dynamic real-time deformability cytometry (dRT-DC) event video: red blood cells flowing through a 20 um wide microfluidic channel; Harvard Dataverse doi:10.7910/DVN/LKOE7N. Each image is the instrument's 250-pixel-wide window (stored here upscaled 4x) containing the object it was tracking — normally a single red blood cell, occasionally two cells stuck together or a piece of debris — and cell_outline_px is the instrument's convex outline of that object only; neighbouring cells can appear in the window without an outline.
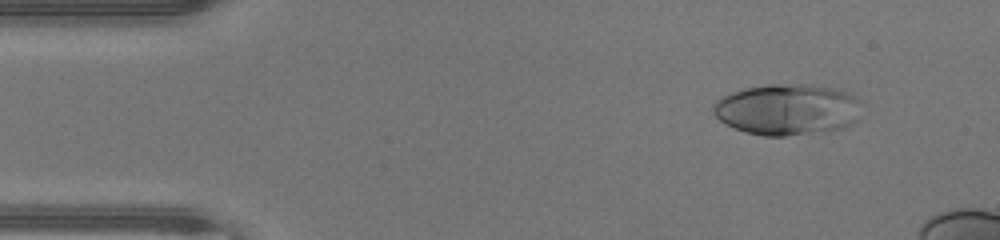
{"species": "human", "species_latin": "Homo sapiens", "temperature_condition": "warm", "stored_images_in_passage": 40, "camera_frame_rate_fps": 3000, "um_per_image_px": 0.085, "donor": {"sex": "male"}, "frame": {"image": 1, "passage_image": 1, "time_ms": 0.0, "image_size_px": [1000, 240], "cell_outline_px": [[860, 100], [856, 120], [840, 128], [784, 136], [764, 136], [748, 132], [736, 128], [720, 120], [712, 112], [712, 104], [716, 100], [732, 92], [744, 88], [768, 84], [804, 84], [832, 88], [844, 92]], "centroid_in_image_um": [66.85, 9.29], "position_along_channel_um": 18.1, "area_um2": 43.47}}
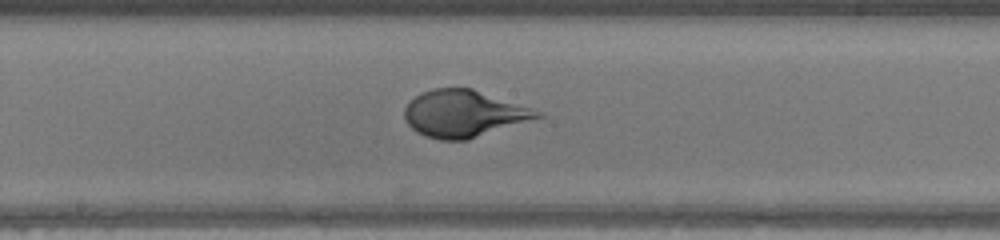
{"frame": {"image": 2, "passage_image": 20, "time_ms": 6.333, "image_size_px": [1000, 240], "cell_outline_px": [[544, 116], [468, 140], [440, 140], [424, 136], [416, 132], [408, 124], [404, 116], [404, 108], [416, 96], [432, 88], [472, 88], [544, 112]], "centroid_in_image_um": [39.43, 9.67], "position_along_channel_um": 208.8, "area_um2": 36.24}}
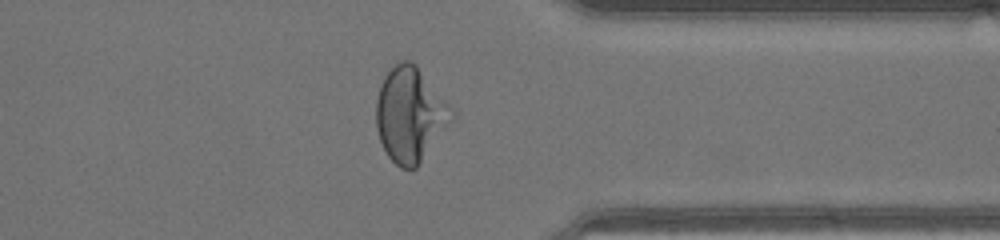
{"frame": {"image": 3, "passage_image": 32, "time_ms": 10.333, "image_size_px": [1000, 240], "cell_outline_px": [[456, 116], [416, 168], [400, 168], [388, 156], [380, 140], [376, 128], [376, 100], [384, 76], [400, 60], [408, 60], [416, 64], [456, 112]], "centroid_in_image_um": [34.88, 9.74], "position_along_channel_um": 376.5, "area_um2": 41.5}, "authors_computed_cell_mechanics": {"area_um2": 37.9746, "velocity_mm_per_s": 4.3932, "shape_relaxation_time_tau1_ms": 3.0306, "shape_relaxation_time_tau2_ms": null, "deformation_change_tau1": 0.2404, "deformation_change_tau2": null}}